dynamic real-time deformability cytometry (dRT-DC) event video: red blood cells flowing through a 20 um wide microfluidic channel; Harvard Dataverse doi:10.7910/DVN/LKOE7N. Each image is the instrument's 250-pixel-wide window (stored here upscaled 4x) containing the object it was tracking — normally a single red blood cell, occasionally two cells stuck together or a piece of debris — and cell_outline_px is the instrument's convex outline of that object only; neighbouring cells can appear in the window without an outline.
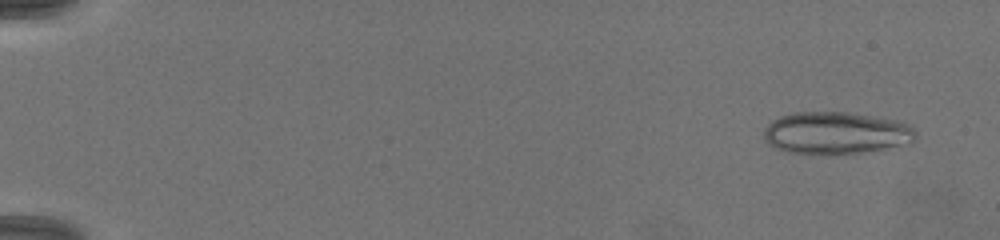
{"species": "common noctule bat (a hibernating species)", "species_latin": "Nyctalus noctula", "temperature_condition": "warm", "stored_images_in_passage": 18, "camera_frame_rate_fps": 3000, "um_per_image_px": 0.085, "animal": {"sex": "female", "body_mass_g": 19.5, "forearm_length_mm": 54.1}, "frame": {"image": 1, "passage_image": 6, "time_ms": 1.0, "image_size_px": [1000, 240], "cell_outline_px": [[916, 140], [880, 148], [860, 152], [788, 152], [776, 148], [764, 140], [764, 128], [772, 120], [780, 116], [792, 112], [848, 112], [896, 120], [908, 124], [916, 132]], "centroid_in_image_um": [71.0, 11.25], "position_along_channel_um": 14.0, "area_um2": 36.3}}